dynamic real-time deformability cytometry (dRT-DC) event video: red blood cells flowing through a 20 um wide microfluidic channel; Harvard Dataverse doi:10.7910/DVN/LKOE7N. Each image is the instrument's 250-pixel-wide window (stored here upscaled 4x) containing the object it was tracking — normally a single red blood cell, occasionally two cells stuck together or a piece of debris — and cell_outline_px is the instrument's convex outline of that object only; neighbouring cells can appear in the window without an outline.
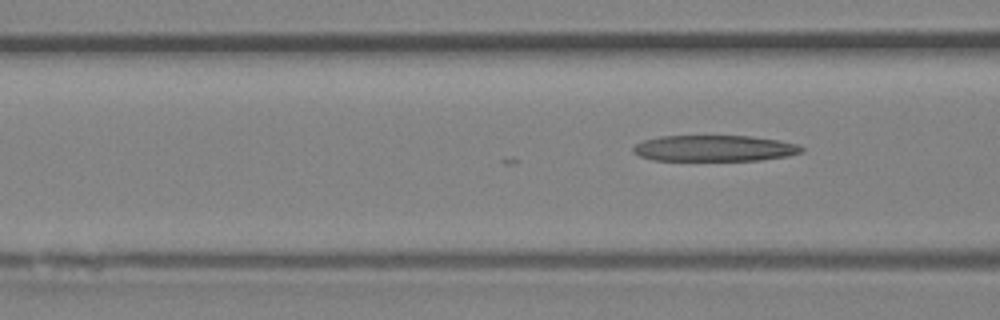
{"species": "Egyptian fruit bat (a non-hibernating species)", "species_latin": "Rousettus aegyptiacus", "temperature_condition": "room temperature", "stored_images_in_passage": 17, "camera_frame_rate_fps": 3000, "um_per_image_px": 0.085, "animal": {"sex": "female"}, "frame": {"image": 1, "passage_image": 17, "time_ms": 5.333, "image_size_px": [1000, 320], "cell_outline_px": [[804, 152], [788, 156], [760, 160], [652, 160], [640, 156], [632, 152], [632, 148], [636, 144], [644, 140], [660, 136], [752, 136], [776, 140], [796, 144], [804, 148]], "centroid_in_image_um": [60.71, 12.61], "position_along_channel_um": 105.9, "area_um2": 25.55}}